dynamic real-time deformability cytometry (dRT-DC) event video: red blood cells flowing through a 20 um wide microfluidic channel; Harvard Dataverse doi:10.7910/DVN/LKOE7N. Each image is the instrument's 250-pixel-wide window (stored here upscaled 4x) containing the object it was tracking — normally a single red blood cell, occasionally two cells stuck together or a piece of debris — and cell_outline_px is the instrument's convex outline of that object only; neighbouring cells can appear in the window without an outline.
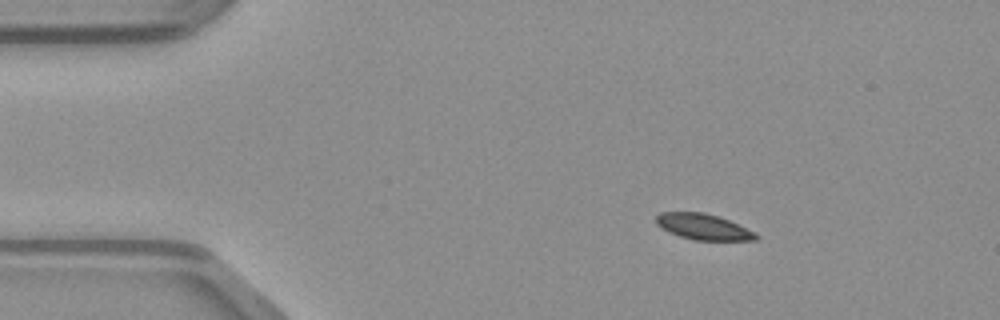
{"species": "common noctule bat (a hibernating species)", "species_latin": "Nyctalus noctula", "temperature_condition": "warm", "stored_images_in_passage": 48, "camera_frame_rate_fps": 3000, "um_per_image_px": 0.085, "animal": {"sex": "male", "body_mass_g": 23.1, "forearm_length_mm": 52.7}, "frame": {"image": 1, "passage_image": 7, "time_ms": 2.0, "image_size_px": [1000, 320], "cell_outline_px": [[760, 236], [756, 240], [696, 240], [680, 236], [668, 232], [656, 224], [656, 216], [660, 212], [704, 212], [720, 216], [756, 232]], "centroid_in_image_um": [59.8, 19.27], "position_along_channel_um": 25.2, "area_um2": 15.14}}
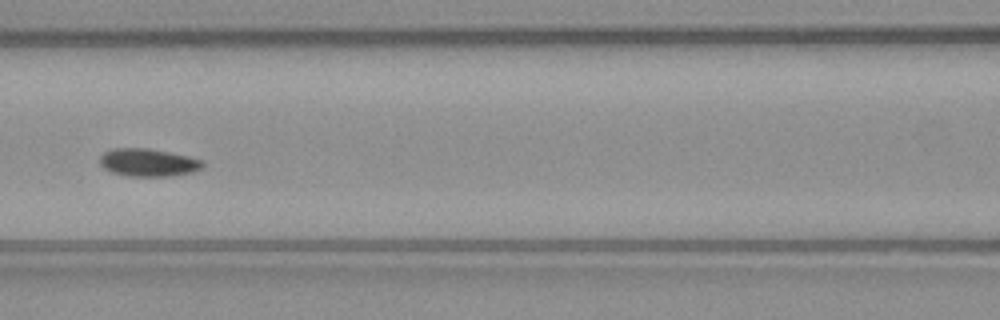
{"frame": {"image": 2, "passage_image": 21, "time_ms": 6.667, "image_size_px": [1000, 320], "cell_outline_px": [[204, 168], [192, 172], [168, 176], [128, 176], [112, 172], [104, 168], [100, 164], [100, 156], [104, 152], [112, 148], [148, 148], [188, 156], [204, 160]], "centroid_in_image_um": [12.61, 13.81], "position_along_channel_um": 154.0, "area_um2": 16.7}}
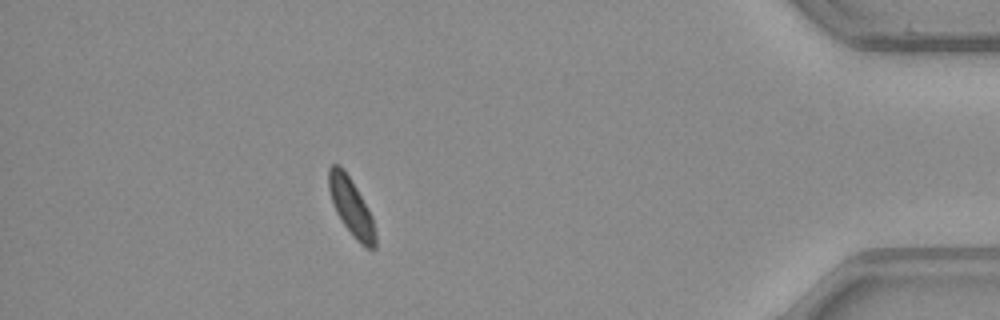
{"frame": {"image": 3, "passage_image": 43, "time_ms": 14.0, "image_size_px": [1000, 320], "cell_outline_px": [[376, 248], [364, 248], [356, 240], [344, 224], [336, 212], [328, 188], [328, 168], [332, 164], [340, 164], [344, 168], [356, 188], [372, 216], [376, 236]], "centroid_in_image_um": [29.84, 17.58], "position_along_channel_um": 405.4, "area_um2": 15.49}}